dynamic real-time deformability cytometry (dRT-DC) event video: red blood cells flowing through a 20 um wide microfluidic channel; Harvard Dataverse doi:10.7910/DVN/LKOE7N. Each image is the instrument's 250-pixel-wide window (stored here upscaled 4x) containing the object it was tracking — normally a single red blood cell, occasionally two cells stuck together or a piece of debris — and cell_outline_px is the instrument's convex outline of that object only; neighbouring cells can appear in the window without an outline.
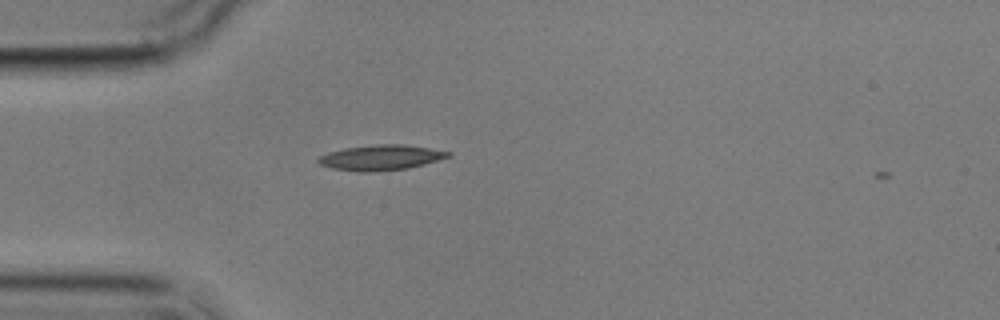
{"species": "common noctule bat (a hibernating species)", "species_latin": "Nyctalus noctula", "temperature_condition": "cold", "stored_images_in_passage": 1, "camera_frame_rate_fps": 3000, "um_per_image_px": 0.085, "animal": {"sex": "male", "body_mass_g": 17.9}, "frame": {"image": 1, "passage_image": 1, "time_ms": 0.0, "image_size_px": [1000, 320], "cell_outline_px": [[452, 156], [424, 164], [408, 168], [372, 172], [356, 172], [332, 168], [320, 164], [316, 160], [320, 156], [328, 152], [344, 148], [380, 144], [404, 144], [452, 152]], "centroid_in_image_um": [32.37, 13.4], "position_along_channel_um": 52.6, "area_um2": 19.13}}